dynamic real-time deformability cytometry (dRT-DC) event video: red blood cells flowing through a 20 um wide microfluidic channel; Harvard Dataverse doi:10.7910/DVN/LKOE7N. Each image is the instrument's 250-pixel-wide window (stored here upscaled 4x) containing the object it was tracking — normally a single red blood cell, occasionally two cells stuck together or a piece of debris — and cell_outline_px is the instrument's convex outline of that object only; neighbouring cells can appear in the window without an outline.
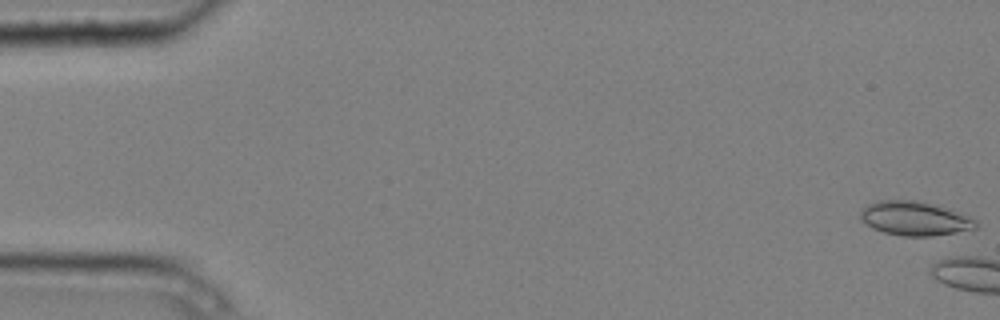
{"species": "common noctule bat (a hibernating species)", "species_latin": "Nyctalus noctula", "temperature_condition": "cold", "stored_images_in_passage": 2, "camera_frame_rate_fps": 3000, "um_per_image_px": 0.085, "animal": {"sex": "male", "body_mass_g": 20.4}, "frame": {"image": 1, "passage_image": 1, "time_ms": 0.0, "image_size_px": [1000, 320], "cell_outline_px": [[976, 228], [956, 232], [932, 236], [900, 236], [884, 232], [872, 228], [860, 220], [860, 212], [868, 204], [876, 200], [920, 200], [940, 204], [952, 208], [972, 216], [976, 220]], "centroid_in_image_um": [77.79, 18.54], "position_along_channel_um": 7.2, "area_um2": 23.52}}